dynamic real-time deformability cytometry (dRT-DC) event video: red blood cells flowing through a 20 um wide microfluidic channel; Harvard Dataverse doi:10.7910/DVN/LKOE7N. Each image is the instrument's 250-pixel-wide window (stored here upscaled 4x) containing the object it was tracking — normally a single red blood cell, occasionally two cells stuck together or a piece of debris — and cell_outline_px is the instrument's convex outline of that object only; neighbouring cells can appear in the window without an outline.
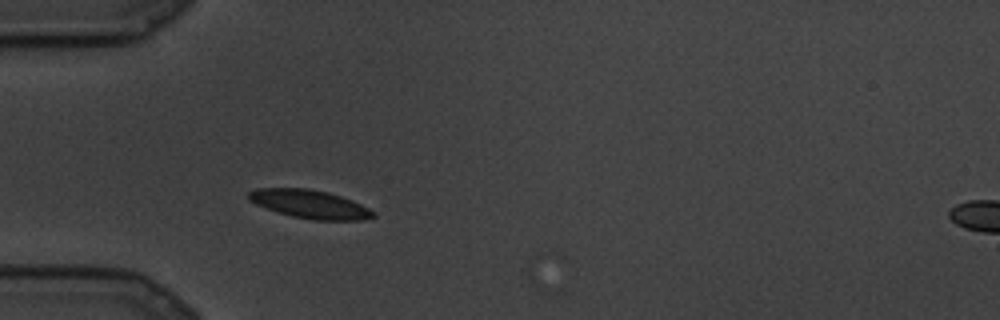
{"species": "common noctule bat (a hibernating species)", "species_latin": "Nyctalus noctula", "temperature_condition": "cold", "stored_images_in_passage": 7, "camera_frame_rate_fps": 3000, "um_per_image_px": 0.085, "animal": {"sex": "male", "body_mass_g": 19.5, "forearm_length_mm": 54.6}, "frame": {"image": 1, "passage_image": 1, "time_ms": 0.0, "image_size_px": [1000, 320], "cell_outline_px": [[376, 216], [360, 220], [312, 220], [292, 216], [256, 204], [248, 200], [248, 192], [256, 188], [308, 188], [328, 192], [352, 200], [376, 212]], "centroid_in_image_um": [26.34, 17.34], "position_along_channel_um": 58.7, "area_um2": 20.52}}
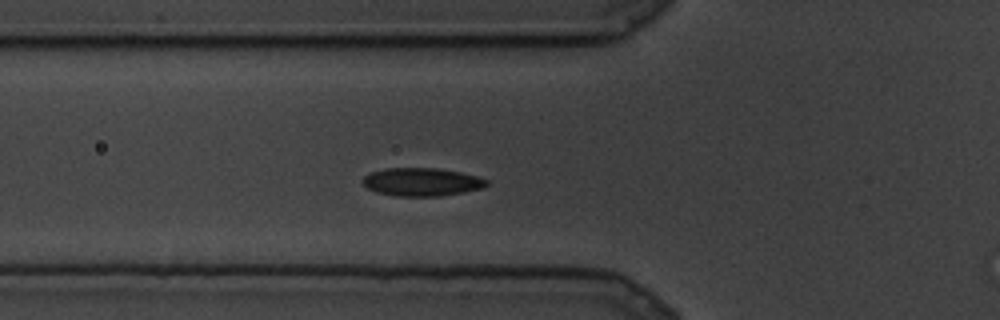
{"frame": {"image": 2, "passage_image": 6, "time_ms": 1.667, "image_size_px": [1000, 320], "cell_outline_px": [[488, 184], [484, 188], [464, 192], [440, 196], [396, 196], [376, 192], [368, 188], [360, 180], [364, 176], [372, 172], [384, 168], [436, 168], [460, 172], [476, 176], [488, 180]], "centroid_in_image_um": [35.84, 15.47], "position_along_channel_um": 90.0, "area_um2": 20.35}}